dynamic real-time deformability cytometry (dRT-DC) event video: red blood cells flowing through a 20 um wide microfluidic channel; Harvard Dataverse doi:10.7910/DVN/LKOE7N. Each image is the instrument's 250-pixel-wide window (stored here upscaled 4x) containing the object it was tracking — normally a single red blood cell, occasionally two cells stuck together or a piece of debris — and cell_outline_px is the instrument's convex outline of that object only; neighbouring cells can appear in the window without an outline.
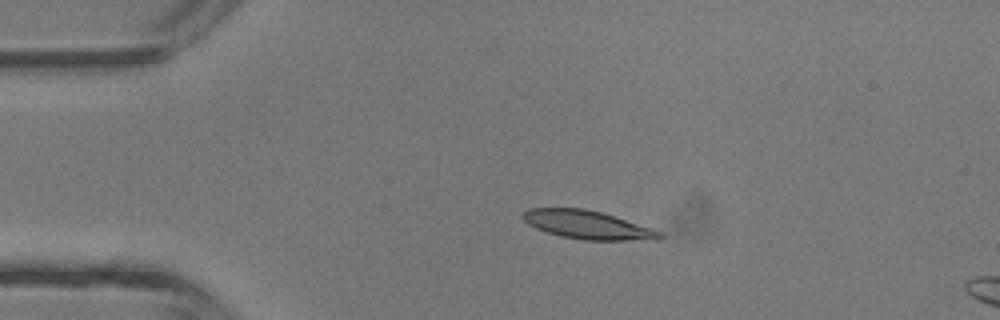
{"species": "common noctule bat (a hibernating species)", "species_latin": "Nyctalus noctula", "temperature_condition": "room temperature", "stored_images_in_passage": 5, "camera_frame_rate_fps": 3000, "um_per_image_px": 0.085, "animal": {"sex": "male", "body_mass_g": 13.3}, "frame": {"image": 1, "passage_image": 3, "time_ms": 0.667, "image_size_px": [1000, 320], "cell_outline_px": [[664, 236], [660, 240], [584, 240], [560, 236], [536, 228], [528, 224], [520, 216], [528, 208], [584, 208], [616, 216], [652, 228], [660, 232]], "centroid_in_image_um": [49.96, 19.11], "position_along_channel_um": 35.0, "area_um2": 22.72}}